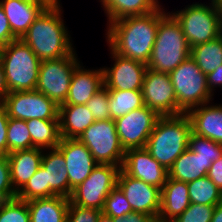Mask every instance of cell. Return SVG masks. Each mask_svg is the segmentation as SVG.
<instances>
[{
	"label": "cell",
	"mask_w": 222,
	"mask_h": 222,
	"mask_svg": "<svg viewBox=\"0 0 222 222\" xmlns=\"http://www.w3.org/2000/svg\"><path fill=\"white\" fill-rule=\"evenodd\" d=\"M58 118L61 138L77 139L95 122L91 111L85 104L60 105Z\"/></svg>",
	"instance_id": "obj_24"
},
{
	"label": "cell",
	"mask_w": 222,
	"mask_h": 222,
	"mask_svg": "<svg viewBox=\"0 0 222 222\" xmlns=\"http://www.w3.org/2000/svg\"><path fill=\"white\" fill-rule=\"evenodd\" d=\"M57 149L63 154L69 180V198L74 188L88 178L98 165L89 149L78 139L61 138Z\"/></svg>",
	"instance_id": "obj_16"
},
{
	"label": "cell",
	"mask_w": 222,
	"mask_h": 222,
	"mask_svg": "<svg viewBox=\"0 0 222 222\" xmlns=\"http://www.w3.org/2000/svg\"><path fill=\"white\" fill-rule=\"evenodd\" d=\"M103 87V68L85 69L81 62L74 70L68 95L65 103L61 105L86 104Z\"/></svg>",
	"instance_id": "obj_19"
},
{
	"label": "cell",
	"mask_w": 222,
	"mask_h": 222,
	"mask_svg": "<svg viewBox=\"0 0 222 222\" xmlns=\"http://www.w3.org/2000/svg\"><path fill=\"white\" fill-rule=\"evenodd\" d=\"M50 197L54 196L46 189L45 169L42 166L16 194V198L23 201Z\"/></svg>",
	"instance_id": "obj_33"
},
{
	"label": "cell",
	"mask_w": 222,
	"mask_h": 222,
	"mask_svg": "<svg viewBox=\"0 0 222 222\" xmlns=\"http://www.w3.org/2000/svg\"><path fill=\"white\" fill-rule=\"evenodd\" d=\"M215 206L194 204L189 207L172 222H211Z\"/></svg>",
	"instance_id": "obj_38"
},
{
	"label": "cell",
	"mask_w": 222,
	"mask_h": 222,
	"mask_svg": "<svg viewBox=\"0 0 222 222\" xmlns=\"http://www.w3.org/2000/svg\"><path fill=\"white\" fill-rule=\"evenodd\" d=\"M191 48L176 18L167 12L159 21L147 68L170 73L190 57Z\"/></svg>",
	"instance_id": "obj_4"
},
{
	"label": "cell",
	"mask_w": 222,
	"mask_h": 222,
	"mask_svg": "<svg viewBox=\"0 0 222 222\" xmlns=\"http://www.w3.org/2000/svg\"><path fill=\"white\" fill-rule=\"evenodd\" d=\"M91 111L95 121L111 119L109 108V92L104 86L85 104Z\"/></svg>",
	"instance_id": "obj_37"
},
{
	"label": "cell",
	"mask_w": 222,
	"mask_h": 222,
	"mask_svg": "<svg viewBox=\"0 0 222 222\" xmlns=\"http://www.w3.org/2000/svg\"><path fill=\"white\" fill-rule=\"evenodd\" d=\"M43 149L31 148L7 154L10 164L11 183L18 192L41 166Z\"/></svg>",
	"instance_id": "obj_23"
},
{
	"label": "cell",
	"mask_w": 222,
	"mask_h": 222,
	"mask_svg": "<svg viewBox=\"0 0 222 222\" xmlns=\"http://www.w3.org/2000/svg\"><path fill=\"white\" fill-rule=\"evenodd\" d=\"M207 177L222 192V156L211 164L207 173Z\"/></svg>",
	"instance_id": "obj_43"
},
{
	"label": "cell",
	"mask_w": 222,
	"mask_h": 222,
	"mask_svg": "<svg viewBox=\"0 0 222 222\" xmlns=\"http://www.w3.org/2000/svg\"><path fill=\"white\" fill-rule=\"evenodd\" d=\"M117 186L135 212L145 213L158 220L161 206V189L143 180L133 178L120 169Z\"/></svg>",
	"instance_id": "obj_15"
},
{
	"label": "cell",
	"mask_w": 222,
	"mask_h": 222,
	"mask_svg": "<svg viewBox=\"0 0 222 222\" xmlns=\"http://www.w3.org/2000/svg\"><path fill=\"white\" fill-rule=\"evenodd\" d=\"M9 117L3 103L0 105V154L7 155V127Z\"/></svg>",
	"instance_id": "obj_41"
},
{
	"label": "cell",
	"mask_w": 222,
	"mask_h": 222,
	"mask_svg": "<svg viewBox=\"0 0 222 222\" xmlns=\"http://www.w3.org/2000/svg\"><path fill=\"white\" fill-rule=\"evenodd\" d=\"M111 119L116 120L127 113L144 106L141 90L108 89Z\"/></svg>",
	"instance_id": "obj_30"
},
{
	"label": "cell",
	"mask_w": 222,
	"mask_h": 222,
	"mask_svg": "<svg viewBox=\"0 0 222 222\" xmlns=\"http://www.w3.org/2000/svg\"><path fill=\"white\" fill-rule=\"evenodd\" d=\"M8 153L32 148V141L26 121L9 118L7 127Z\"/></svg>",
	"instance_id": "obj_32"
},
{
	"label": "cell",
	"mask_w": 222,
	"mask_h": 222,
	"mask_svg": "<svg viewBox=\"0 0 222 222\" xmlns=\"http://www.w3.org/2000/svg\"><path fill=\"white\" fill-rule=\"evenodd\" d=\"M8 91H33L36 89L41 60L21 39L0 48Z\"/></svg>",
	"instance_id": "obj_5"
},
{
	"label": "cell",
	"mask_w": 222,
	"mask_h": 222,
	"mask_svg": "<svg viewBox=\"0 0 222 222\" xmlns=\"http://www.w3.org/2000/svg\"><path fill=\"white\" fill-rule=\"evenodd\" d=\"M41 166L45 169L46 189L53 196L69 198V180L63 154L57 149H44Z\"/></svg>",
	"instance_id": "obj_22"
},
{
	"label": "cell",
	"mask_w": 222,
	"mask_h": 222,
	"mask_svg": "<svg viewBox=\"0 0 222 222\" xmlns=\"http://www.w3.org/2000/svg\"><path fill=\"white\" fill-rule=\"evenodd\" d=\"M77 139L89 149L98 164L122 167L125 150L120 143L115 120H97Z\"/></svg>",
	"instance_id": "obj_8"
},
{
	"label": "cell",
	"mask_w": 222,
	"mask_h": 222,
	"mask_svg": "<svg viewBox=\"0 0 222 222\" xmlns=\"http://www.w3.org/2000/svg\"><path fill=\"white\" fill-rule=\"evenodd\" d=\"M121 169L127 175L160 189L168 178V170L157 162L145 147L125 151Z\"/></svg>",
	"instance_id": "obj_17"
},
{
	"label": "cell",
	"mask_w": 222,
	"mask_h": 222,
	"mask_svg": "<svg viewBox=\"0 0 222 222\" xmlns=\"http://www.w3.org/2000/svg\"><path fill=\"white\" fill-rule=\"evenodd\" d=\"M166 13V9L161 6L148 14L127 16L110 22L105 30L108 47L120 56L147 64L156 40L159 21Z\"/></svg>",
	"instance_id": "obj_1"
},
{
	"label": "cell",
	"mask_w": 222,
	"mask_h": 222,
	"mask_svg": "<svg viewBox=\"0 0 222 222\" xmlns=\"http://www.w3.org/2000/svg\"><path fill=\"white\" fill-rule=\"evenodd\" d=\"M17 192L11 183L10 164L7 155L0 154V201L16 198Z\"/></svg>",
	"instance_id": "obj_39"
},
{
	"label": "cell",
	"mask_w": 222,
	"mask_h": 222,
	"mask_svg": "<svg viewBox=\"0 0 222 222\" xmlns=\"http://www.w3.org/2000/svg\"><path fill=\"white\" fill-rule=\"evenodd\" d=\"M17 38L13 35L8 19L4 13L3 8L0 5V48L6 46L11 41L16 40Z\"/></svg>",
	"instance_id": "obj_42"
},
{
	"label": "cell",
	"mask_w": 222,
	"mask_h": 222,
	"mask_svg": "<svg viewBox=\"0 0 222 222\" xmlns=\"http://www.w3.org/2000/svg\"><path fill=\"white\" fill-rule=\"evenodd\" d=\"M177 99V115L187 114L191 109L213 101L206 75L196 62L188 57L169 73Z\"/></svg>",
	"instance_id": "obj_7"
},
{
	"label": "cell",
	"mask_w": 222,
	"mask_h": 222,
	"mask_svg": "<svg viewBox=\"0 0 222 222\" xmlns=\"http://www.w3.org/2000/svg\"><path fill=\"white\" fill-rule=\"evenodd\" d=\"M187 182L167 178L161 188V206L158 220L172 222L190 205Z\"/></svg>",
	"instance_id": "obj_21"
},
{
	"label": "cell",
	"mask_w": 222,
	"mask_h": 222,
	"mask_svg": "<svg viewBox=\"0 0 222 222\" xmlns=\"http://www.w3.org/2000/svg\"><path fill=\"white\" fill-rule=\"evenodd\" d=\"M189 149L196 156L210 158L212 162L217 161L222 156V144L211 139L202 137L191 132L189 138Z\"/></svg>",
	"instance_id": "obj_35"
},
{
	"label": "cell",
	"mask_w": 222,
	"mask_h": 222,
	"mask_svg": "<svg viewBox=\"0 0 222 222\" xmlns=\"http://www.w3.org/2000/svg\"><path fill=\"white\" fill-rule=\"evenodd\" d=\"M69 202L63 196L27 201L30 222H66Z\"/></svg>",
	"instance_id": "obj_26"
},
{
	"label": "cell",
	"mask_w": 222,
	"mask_h": 222,
	"mask_svg": "<svg viewBox=\"0 0 222 222\" xmlns=\"http://www.w3.org/2000/svg\"><path fill=\"white\" fill-rule=\"evenodd\" d=\"M132 211L131 205L125 195L116 185L106 197L102 212L111 217H122Z\"/></svg>",
	"instance_id": "obj_36"
},
{
	"label": "cell",
	"mask_w": 222,
	"mask_h": 222,
	"mask_svg": "<svg viewBox=\"0 0 222 222\" xmlns=\"http://www.w3.org/2000/svg\"><path fill=\"white\" fill-rule=\"evenodd\" d=\"M60 3L51 2L21 38L41 61L59 59L75 51Z\"/></svg>",
	"instance_id": "obj_2"
},
{
	"label": "cell",
	"mask_w": 222,
	"mask_h": 222,
	"mask_svg": "<svg viewBox=\"0 0 222 222\" xmlns=\"http://www.w3.org/2000/svg\"><path fill=\"white\" fill-rule=\"evenodd\" d=\"M192 124L187 114L161 116L150 134L146 149L166 170L189 148Z\"/></svg>",
	"instance_id": "obj_3"
},
{
	"label": "cell",
	"mask_w": 222,
	"mask_h": 222,
	"mask_svg": "<svg viewBox=\"0 0 222 222\" xmlns=\"http://www.w3.org/2000/svg\"><path fill=\"white\" fill-rule=\"evenodd\" d=\"M120 167L110 164H98L81 184L73 189L70 196L72 204L103 210L105 199L117 185Z\"/></svg>",
	"instance_id": "obj_10"
},
{
	"label": "cell",
	"mask_w": 222,
	"mask_h": 222,
	"mask_svg": "<svg viewBox=\"0 0 222 222\" xmlns=\"http://www.w3.org/2000/svg\"><path fill=\"white\" fill-rule=\"evenodd\" d=\"M184 8L170 13L179 22L190 48L222 34V7L210 0L209 4L193 2Z\"/></svg>",
	"instance_id": "obj_6"
},
{
	"label": "cell",
	"mask_w": 222,
	"mask_h": 222,
	"mask_svg": "<svg viewBox=\"0 0 222 222\" xmlns=\"http://www.w3.org/2000/svg\"><path fill=\"white\" fill-rule=\"evenodd\" d=\"M8 93L9 91L6 83V77L4 74L2 63L0 61V99L3 101Z\"/></svg>",
	"instance_id": "obj_46"
},
{
	"label": "cell",
	"mask_w": 222,
	"mask_h": 222,
	"mask_svg": "<svg viewBox=\"0 0 222 222\" xmlns=\"http://www.w3.org/2000/svg\"><path fill=\"white\" fill-rule=\"evenodd\" d=\"M50 0H0L13 35L21 39Z\"/></svg>",
	"instance_id": "obj_18"
},
{
	"label": "cell",
	"mask_w": 222,
	"mask_h": 222,
	"mask_svg": "<svg viewBox=\"0 0 222 222\" xmlns=\"http://www.w3.org/2000/svg\"><path fill=\"white\" fill-rule=\"evenodd\" d=\"M190 203L216 206L222 201V192L207 177L187 182Z\"/></svg>",
	"instance_id": "obj_31"
},
{
	"label": "cell",
	"mask_w": 222,
	"mask_h": 222,
	"mask_svg": "<svg viewBox=\"0 0 222 222\" xmlns=\"http://www.w3.org/2000/svg\"><path fill=\"white\" fill-rule=\"evenodd\" d=\"M32 148L54 149L60 144L59 120L30 119L26 121Z\"/></svg>",
	"instance_id": "obj_28"
},
{
	"label": "cell",
	"mask_w": 222,
	"mask_h": 222,
	"mask_svg": "<svg viewBox=\"0 0 222 222\" xmlns=\"http://www.w3.org/2000/svg\"><path fill=\"white\" fill-rule=\"evenodd\" d=\"M8 117L18 120H59V106L45 94L33 91L10 92L3 100Z\"/></svg>",
	"instance_id": "obj_11"
},
{
	"label": "cell",
	"mask_w": 222,
	"mask_h": 222,
	"mask_svg": "<svg viewBox=\"0 0 222 222\" xmlns=\"http://www.w3.org/2000/svg\"><path fill=\"white\" fill-rule=\"evenodd\" d=\"M190 57L205 75L222 65V34L210 42L191 47Z\"/></svg>",
	"instance_id": "obj_29"
},
{
	"label": "cell",
	"mask_w": 222,
	"mask_h": 222,
	"mask_svg": "<svg viewBox=\"0 0 222 222\" xmlns=\"http://www.w3.org/2000/svg\"><path fill=\"white\" fill-rule=\"evenodd\" d=\"M110 22L127 16H137L158 10L162 5L158 0H99Z\"/></svg>",
	"instance_id": "obj_27"
},
{
	"label": "cell",
	"mask_w": 222,
	"mask_h": 222,
	"mask_svg": "<svg viewBox=\"0 0 222 222\" xmlns=\"http://www.w3.org/2000/svg\"><path fill=\"white\" fill-rule=\"evenodd\" d=\"M209 91L214 95L217 87L222 88V65L206 75Z\"/></svg>",
	"instance_id": "obj_45"
},
{
	"label": "cell",
	"mask_w": 222,
	"mask_h": 222,
	"mask_svg": "<svg viewBox=\"0 0 222 222\" xmlns=\"http://www.w3.org/2000/svg\"><path fill=\"white\" fill-rule=\"evenodd\" d=\"M0 222H30L27 201L18 198L0 201Z\"/></svg>",
	"instance_id": "obj_34"
},
{
	"label": "cell",
	"mask_w": 222,
	"mask_h": 222,
	"mask_svg": "<svg viewBox=\"0 0 222 222\" xmlns=\"http://www.w3.org/2000/svg\"><path fill=\"white\" fill-rule=\"evenodd\" d=\"M97 222H113V217L108 216L103 212H101Z\"/></svg>",
	"instance_id": "obj_48"
},
{
	"label": "cell",
	"mask_w": 222,
	"mask_h": 222,
	"mask_svg": "<svg viewBox=\"0 0 222 222\" xmlns=\"http://www.w3.org/2000/svg\"><path fill=\"white\" fill-rule=\"evenodd\" d=\"M144 105L160 116L177 115L176 93L169 73L157 72L147 68L142 85Z\"/></svg>",
	"instance_id": "obj_13"
},
{
	"label": "cell",
	"mask_w": 222,
	"mask_h": 222,
	"mask_svg": "<svg viewBox=\"0 0 222 222\" xmlns=\"http://www.w3.org/2000/svg\"><path fill=\"white\" fill-rule=\"evenodd\" d=\"M210 103L191 109L187 115L194 134L222 144V104Z\"/></svg>",
	"instance_id": "obj_20"
},
{
	"label": "cell",
	"mask_w": 222,
	"mask_h": 222,
	"mask_svg": "<svg viewBox=\"0 0 222 222\" xmlns=\"http://www.w3.org/2000/svg\"><path fill=\"white\" fill-rule=\"evenodd\" d=\"M153 216L141 212L132 211L122 217H113V222H155Z\"/></svg>",
	"instance_id": "obj_44"
},
{
	"label": "cell",
	"mask_w": 222,
	"mask_h": 222,
	"mask_svg": "<svg viewBox=\"0 0 222 222\" xmlns=\"http://www.w3.org/2000/svg\"><path fill=\"white\" fill-rule=\"evenodd\" d=\"M111 61L114 63L110 67H102L104 74V86L107 89L118 90H142L143 78L147 70V64L120 56L110 47Z\"/></svg>",
	"instance_id": "obj_14"
},
{
	"label": "cell",
	"mask_w": 222,
	"mask_h": 222,
	"mask_svg": "<svg viewBox=\"0 0 222 222\" xmlns=\"http://www.w3.org/2000/svg\"><path fill=\"white\" fill-rule=\"evenodd\" d=\"M76 50L69 56L41 61L36 91L58 106L65 103L75 68L81 63Z\"/></svg>",
	"instance_id": "obj_9"
},
{
	"label": "cell",
	"mask_w": 222,
	"mask_h": 222,
	"mask_svg": "<svg viewBox=\"0 0 222 222\" xmlns=\"http://www.w3.org/2000/svg\"><path fill=\"white\" fill-rule=\"evenodd\" d=\"M212 163L210 158L196 156L188 148L174 161L168 170V177L181 182H190L207 176Z\"/></svg>",
	"instance_id": "obj_25"
},
{
	"label": "cell",
	"mask_w": 222,
	"mask_h": 222,
	"mask_svg": "<svg viewBox=\"0 0 222 222\" xmlns=\"http://www.w3.org/2000/svg\"><path fill=\"white\" fill-rule=\"evenodd\" d=\"M211 222H222V201L215 206Z\"/></svg>",
	"instance_id": "obj_47"
},
{
	"label": "cell",
	"mask_w": 222,
	"mask_h": 222,
	"mask_svg": "<svg viewBox=\"0 0 222 222\" xmlns=\"http://www.w3.org/2000/svg\"><path fill=\"white\" fill-rule=\"evenodd\" d=\"M161 116L147 106L135 109L115 120L116 131L125 151L146 147L148 138Z\"/></svg>",
	"instance_id": "obj_12"
},
{
	"label": "cell",
	"mask_w": 222,
	"mask_h": 222,
	"mask_svg": "<svg viewBox=\"0 0 222 222\" xmlns=\"http://www.w3.org/2000/svg\"><path fill=\"white\" fill-rule=\"evenodd\" d=\"M102 211L81 207L69 202L66 222H97Z\"/></svg>",
	"instance_id": "obj_40"
}]
</instances>
